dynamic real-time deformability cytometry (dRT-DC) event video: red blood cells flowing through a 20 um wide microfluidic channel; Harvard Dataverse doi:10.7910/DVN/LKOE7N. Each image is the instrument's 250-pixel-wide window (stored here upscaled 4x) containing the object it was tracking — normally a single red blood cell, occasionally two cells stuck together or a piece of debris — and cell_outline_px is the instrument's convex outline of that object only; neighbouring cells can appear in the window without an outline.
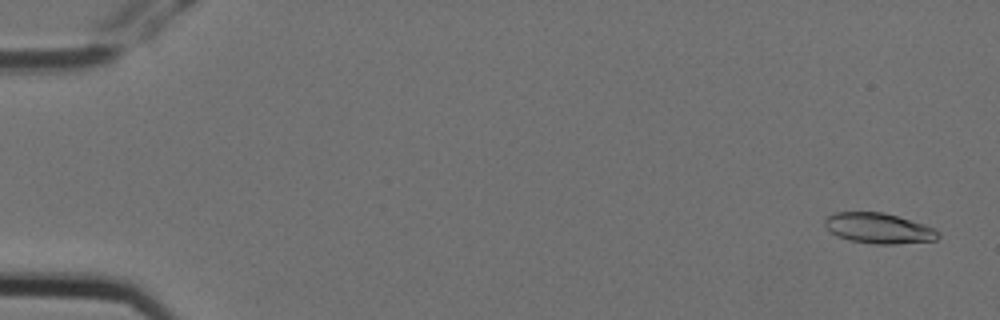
{"species": "Egyptian fruit bat (a non-hibernating species)", "species_latin": "Rousettus aegyptiacus", "temperature_condition": "cold", "stored_images_in_passage": 3, "camera_frame_rate_fps": 3000, "um_per_image_px": 0.085, "animal": {"sex": "female"}, "frame": {"image": 1, "passage_image": 1, "time_ms": 0.0, "image_size_px": [1000, 320], "cell_outline_px": [[940, 236], [936, 240], [896, 244], [876, 244], [848, 240], [836, 236], [824, 224], [824, 220], [828, 216], [836, 212], [884, 212], [924, 224], [936, 228], [940, 232]], "centroid_in_image_um": [74.72, 19.4], "position_along_channel_um": 10.3, "area_um2": 20.17}}